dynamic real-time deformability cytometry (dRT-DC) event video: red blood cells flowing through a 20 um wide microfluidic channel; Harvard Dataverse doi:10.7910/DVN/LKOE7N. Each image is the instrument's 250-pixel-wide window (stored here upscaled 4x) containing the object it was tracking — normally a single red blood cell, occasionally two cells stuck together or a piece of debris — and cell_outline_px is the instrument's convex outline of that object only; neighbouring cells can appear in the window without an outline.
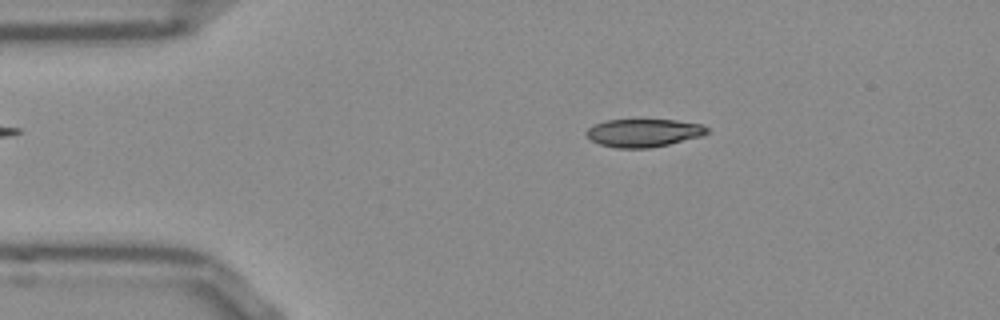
{"species": "Egyptian fruit bat (a non-hibernating species)", "species_latin": "Rousettus aegyptiacus", "temperature_condition": "room temperature", "stored_images_in_passage": 44, "camera_frame_rate_fps": 3000, "um_per_image_px": 0.085, "frame": {"image": 1, "passage_image": 1, "time_ms": 0.0, "image_size_px": [1000, 320], "cell_outline_px": [[712, 132], [700, 136], [668, 144], [648, 148], [616, 148], [600, 144], [592, 140], [584, 132], [588, 128], [604, 120], [676, 120], [700, 124], [708, 128]], "centroid_in_image_um": [54.71, 11.29], "position_along_channel_um": 30.3, "area_um2": 19.54}}
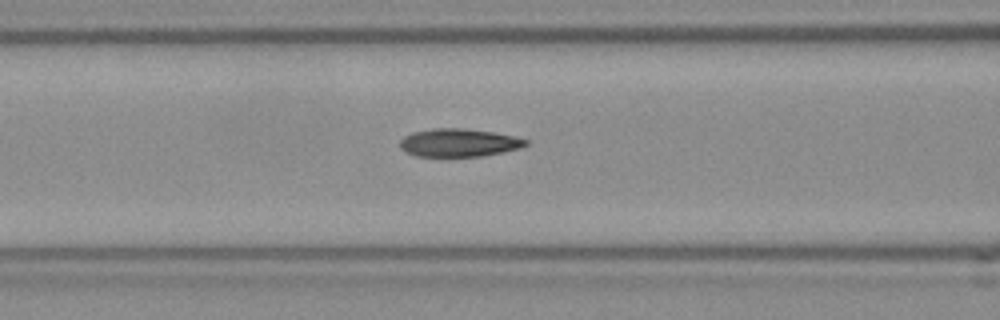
{"frame": {"image": 2, "passage_image": 12, "time_ms": 3.667, "image_size_px": [1000, 320], "cell_outline_px": [[528, 144], [520, 148], [504, 152], [484, 156], [416, 156], [400, 148], [400, 140], [404, 136], [412, 132], [432, 128], [464, 128], [492, 132], [512, 136], [528, 140]], "centroid_in_image_um": [38.99, 12.13], "position_along_channel_um": 127.6, "area_um2": 20.52}}
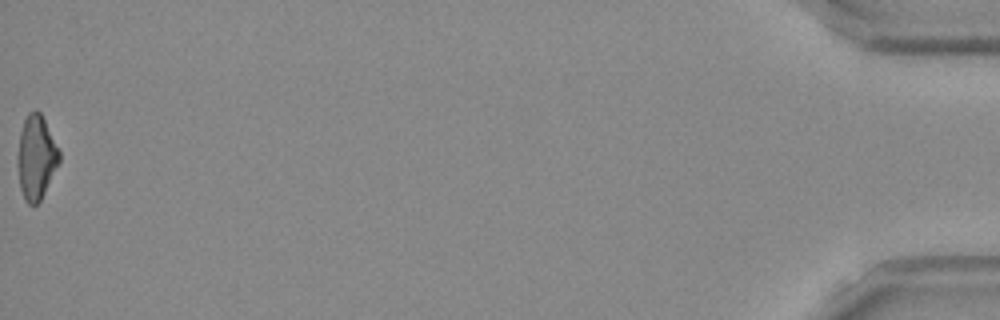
{"frame": {"image": 3, "passage_image": 44, "time_ms": 14.333, "image_size_px": [1000, 320], "cell_outline_px": [[60, 160], [40, 200], [36, 204], [28, 204], [24, 200], [20, 188], [16, 164], [16, 160], [20, 132], [24, 120], [28, 112], [36, 108], [40, 112], [60, 152]], "centroid_in_image_um": [3.04, 13.36], "position_along_channel_um": 432.2, "area_um2": 20.35}, "authors_computed_cell_mechanics": {"area_um2": 20.7502, "velocity_mm_per_s": 3.8513, "shape_relaxation_time_tau1_ms": null, "shape_relaxation_time_tau2_ms": 2.3277, "deformation_change_tau1": null, "deformation_change_tau2": 0.0937}}